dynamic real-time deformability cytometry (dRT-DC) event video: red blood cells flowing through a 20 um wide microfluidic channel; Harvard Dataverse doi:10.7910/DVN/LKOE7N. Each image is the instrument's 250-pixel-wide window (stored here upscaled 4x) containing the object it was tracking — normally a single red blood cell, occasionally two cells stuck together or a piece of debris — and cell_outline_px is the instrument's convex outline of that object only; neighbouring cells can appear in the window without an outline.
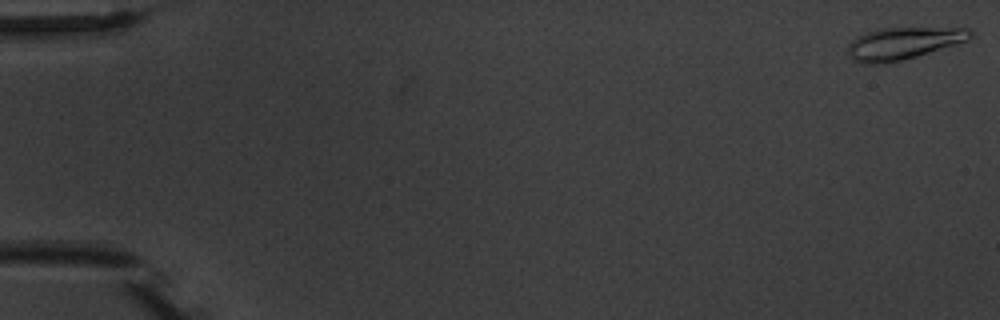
{"species": "common noctule bat (a hibernating species)", "species_latin": "Nyctalus noctula", "temperature_condition": "warm", "stored_images_in_passage": 10, "camera_frame_rate_fps": 3000, "um_per_image_px": 0.085, "animal": {"sex": "male", "body_mass_g": 20.1, "forearm_length_mm": 53.5}, "frame": {"image": 1, "passage_image": 1, "time_ms": 0.0, "image_size_px": [1000, 320], "cell_outline_px": [[972, 36], [968, 40], [956, 44], [916, 56], [900, 60], [880, 64], [864, 64], [852, 60], [848, 56], [848, 44], [856, 36], [880, 28], [968, 28], [972, 32]], "centroid_in_image_um": [76.73, 3.68], "position_along_channel_um": 8.3, "area_um2": 22.77}}
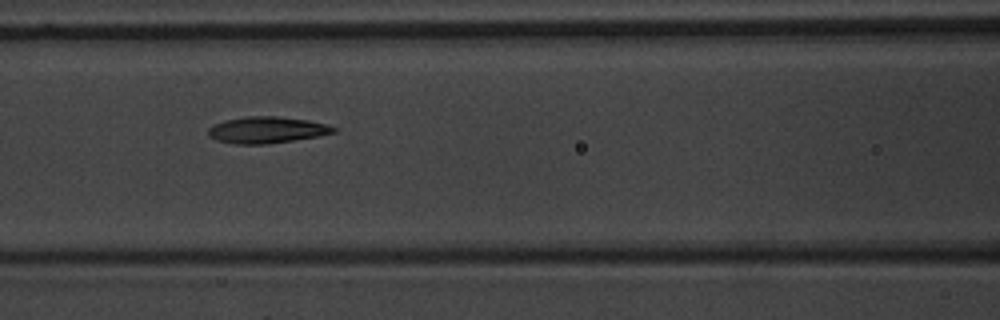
{"frame": {"image": 2, "passage_image": 7, "time_ms": 8.0, "image_size_px": [1000, 320], "cell_outline_px": [[336, 132], [320, 136], [264, 144], [232, 144], [216, 140], [208, 136], [208, 128], [224, 120], [244, 116], [276, 116], [308, 120], [324, 124], [336, 128]], "centroid_in_image_um": [22.64, 11.04], "position_along_channel_um": 144.0, "area_um2": 19.31}}
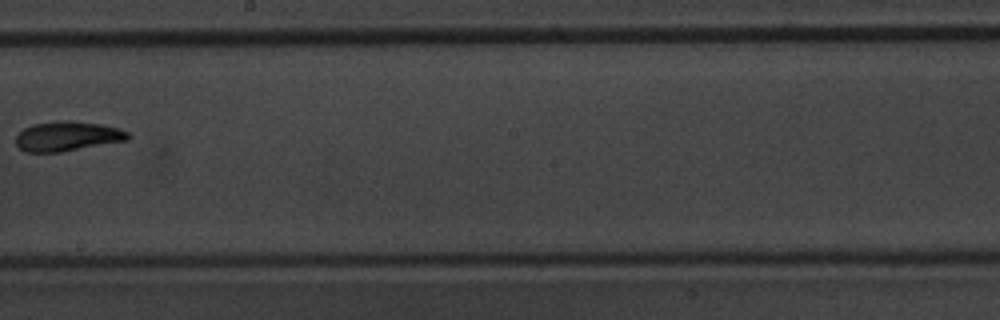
{"frame": {"image": 3, "passage_image": 9, "time_ms": 10.667, "image_size_px": [1000, 320], "cell_outline_px": [[132, 136], [128, 140], [60, 152], [24, 152], [16, 144], [16, 136], [24, 128], [32, 124], [64, 120], [72, 120], [100, 124], [120, 128], [128, 132]], "centroid_in_image_um": [5.75, 11.57], "position_along_channel_um": 242.5, "area_um2": 19.48}}